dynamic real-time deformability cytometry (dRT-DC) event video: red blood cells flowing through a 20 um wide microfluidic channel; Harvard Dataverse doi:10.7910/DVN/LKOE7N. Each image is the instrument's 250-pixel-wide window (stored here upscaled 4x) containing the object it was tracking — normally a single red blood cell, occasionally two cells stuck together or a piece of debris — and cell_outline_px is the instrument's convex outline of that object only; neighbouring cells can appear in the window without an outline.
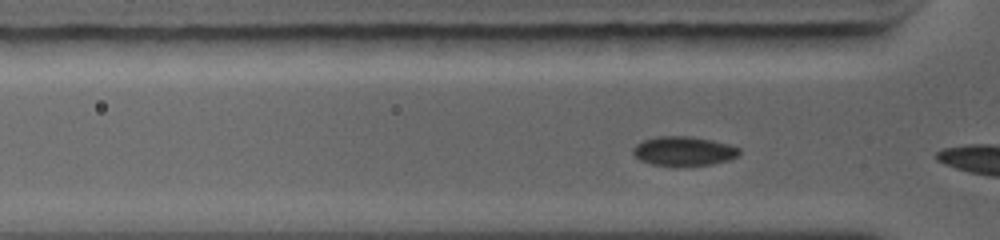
{"species": "common noctule bat (a hibernating species)", "species_latin": "Nyctalus noctula", "temperature_condition": "warm", "stored_images_in_passage": 4, "camera_frame_rate_fps": 5000, "um_per_image_px": 0.085, "animal": {"sex": "female", "body_mass_g": 19.0, "forearm_length_mm": 56.7}, "frame": {"image": 1, "passage_image": 2, "time_ms": 0.2, "image_size_px": [1000, 240], "cell_outline_px": [[740, 152], [736, 156], [728, 160], [712, 164], [652, 164], [640, 160], [632, 152], [632, 148], [636, 144], [644, 140], [656, 136], [692, 136], [712, 140], [728, 144], [740, 148]], "centroid_in_image_um": [58.1, 12.81], "position_along_channel_um": 67.7, "area_um2": 17.69}}